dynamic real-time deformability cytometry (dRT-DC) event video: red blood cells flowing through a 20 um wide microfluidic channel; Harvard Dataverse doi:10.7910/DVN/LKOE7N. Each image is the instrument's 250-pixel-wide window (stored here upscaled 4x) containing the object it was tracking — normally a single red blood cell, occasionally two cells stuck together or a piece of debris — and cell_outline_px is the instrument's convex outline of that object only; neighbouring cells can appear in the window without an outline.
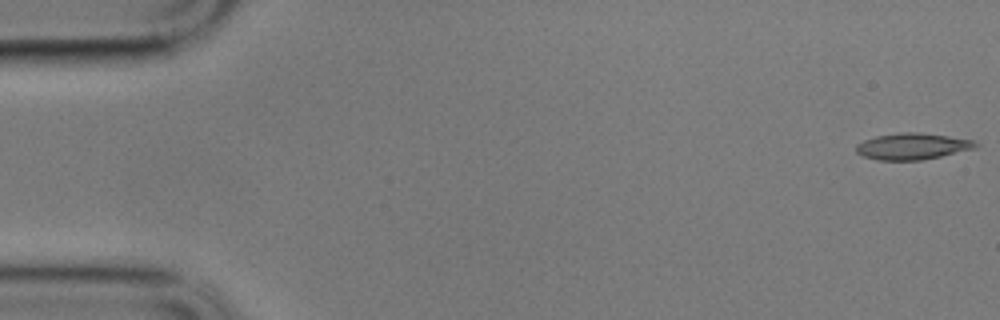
{"species": "common noctule bat (a hibernating species)", "species_latin": "Nyctalus noctula", "temperature_condition": "cold", "stored_images_in_passage": 58, "camera_frame_rate_fps": 3000, "um_per_image_px": 0.085, "animal": {"sex": "male", "body_mass_g": 17.9}, "frame": {"image": 1, "passage_image": 1, "time_ms": 0.0, "image_size_px": [1000, 320], "cell_outline_px": [[980, 144], [976, 148], [940, 156], [920, 160], [880, 160], [864, 156], [856, 152], [856, 144], [864, 140], [876, 136], [900, 132], [916, 132], [948, 136], [972, 140]], "centroid_in_image_um": [77.55, 12.43], "position_along_channel_um": 7.5, "area_um2": 18.21}}
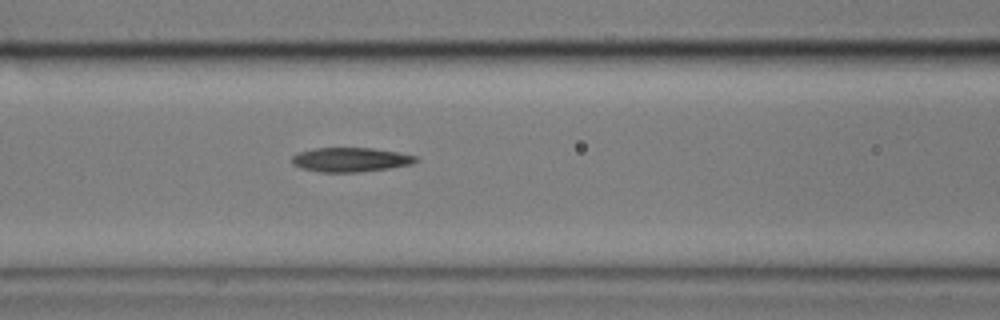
{"frame": {"image": 2, "passage_image": 24, "time_ms": 7.667, "image_size_px": [1000, 320], "cell_outline_px": [[420, 160], [412, 164], [388, 168], [356, 172], [320, 172], [300, 168], [292, 164], [292, 156], [296, 152], [312, 148], [372, 148], [396, 152], [416, 156]], "centroid_in_image_um": [29.74, 13.57], "position_along_channel_um": 136.9, "area_um2": 17.57}}
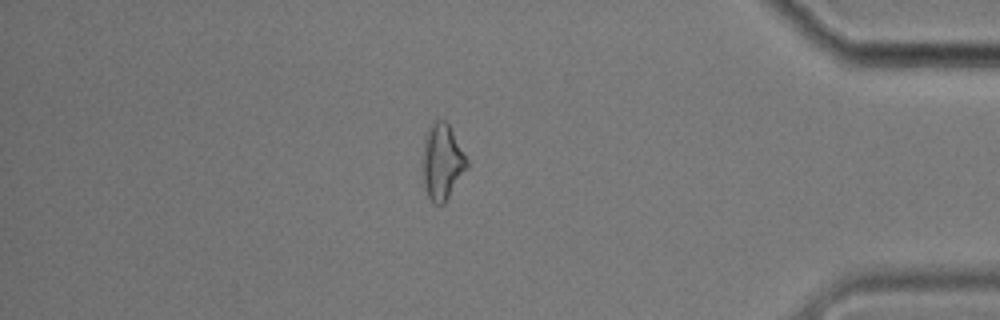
{"frame": {"image": 3, "passage_image": 50, "time_ms": 16.333, "image_size_px": [1000, 320], "cell_outline_px": [[468, 168], [444, 204], [436, 204], [428, 196], [424, 184], [424, 140], [428, 128], [432, 120], [444, 120], [448, 124], [468, 160]], "centroid_in_image_um": [37.61, 13.75], "position_along_channel_um": 397.6, "area_um2": 19.19}, "authors_computed_cell_mechanics": {"area_um2": 18.2359, "velocity_mm_per_s": 3.404, "shape_relaxation_time_tau1_ms": null, "shape_relaxation_time_tau2_ms": 3.5366, "deformation_change_tau1": null, "deformation_change_tau2": 0.1151}}